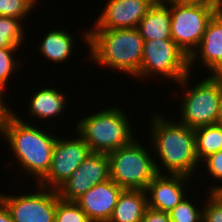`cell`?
Segmentation results:
<instances>
[{"instance_id": "cell-7", "label": "cell", "mask_w": 222, "mask_h": 222, "mask_svg": "<svg viewBox=\"0 0 222 222\" xmlns=\"http://www.w3.org/2000/svg\"><path fill=\"white\" fill-rule=\"evenodd\" d=\"M189 72V57L172 39L144 41L139 79L153 76L178 83Z\"/></svg>"}, {"instance_id": "cell-4", "label": "cell", "mask_w": 222, "mask_h": 222, "mask_svg": "<svg viewBox=\"0 0 222 222\" xmlns=\"http://www.w3.org/2000/svg\"><path fill=\"white\" fill-rule=\"evenodd\" d=\"M98 110L77 120L76 124V132L89 145L91 152L108 154L137 138L134 137L130 118L121 107L108 106Z\"/></svg>"}, {"instance_id": "cell-29", "label": "cell", "mask_w": 222, "mask_h": 222, "mask_svg": "<svg viewBox=\"0 0 222 222\" xmlns=\"http://www.w3.org/2000/svg\"><path fill=\"white\" fill-rule=\"evenodd\" d=\"M5 90L6 89L0 85V125L3 124L10 116L14 114V111L11 110L12 108H9V105L7 107V103H5L4 97H7L4 95L6 94Z\"/></svg>"}, {"instance_id": "cell-8", "label": "cell", "mask_w": 222, "mask_h": 222, "mask_svg": "<svg viewBox=\"0 0 222 222\" xmlns=\"http://www.w3.org/2000/svg\"><path fill=\"white\" fill-rule=\"evenodd\" d=\"M171 38L190 57L199 47L206 26L217 10L199 3H169Z\"/></svg>"}, {"instance_id": "cell-14", "label": "cell", "mask_w": 222, "mask_h": 222, "mask_svg": "<svg viewBox=\"0 0 222 222\" xmlns=\"http://www.w3.org/2000/svg\"><path fill=\"white\" fill-rule=\"evenodd\" d=\"M196 62L211 75H222V11H217L210 19L199 47L189 57L190 73Z\"/></svg>"}, {"instance_id": "cell-5", "label": "cell", "mask_w": 222, "mask_h": 222, "mask_svg": "<svg viewBox=\"0 0 222 222\" xmlns=\"http://www.w3.org/2000/svg\"><path fill=\"white\" fill-rule=\"evenodd\" d=\"M188 73L177 85L184 90L177 121L192 129L218 124L221 106V75H211L193 84ZM190 85V86H189ZM186 88V89H185Z\"/></svg>"}, {"instance_id": "cell-34", "label": "cell", "mask_w": 222, "mask_h": 222, "mask_svg": "<svg viewBox=\"0 0 222 222\" xmlns=\"http://www.w3.org/2000/svg\"><path fill=\"white\" fill-rule=\"evenodd\" d=\"M161 3L164 4H169V3H174V2H186L188 3V0H158Z\"/></svg>"}, {"instance_id": "cell-16", "label": "cell", "mask_w": 222, "mask_h": 222, "mask_svg": "<svg viewBox=\"0 0 222 222\" xmlns=\"http://www.w3.org/2000/svg\"><path fill=\"white\" fill-rule=\"evenodd\" d=\"M61 90L54 87H43L34 91L35 93H32L30 102H28L29 115L37 117L41 121L64 115L67 97Z\"/></svg>"}, {"instance_id": "cell-12", "label": "cell", "mask_w": 222, "mask_h": 222, "mask_svg": "<svg viewBox=\"0 0 222 222\" xmlns=\"http://www.w3.org/2000/svg\"><path fill=\"white\" fill-rule=\"evenodd\" d=\"M156 0H107L91 29L137 28Z\"/></svg>"}, {"instance_id": "cell-18", "label": "cell", "mask_w": 222, "mask_h": 222, "mask_svg": "<svg viewBox=\"0 0 222 222\" xmlns=\"http://www.w3.org/2000/svg\"><path fill=\"white\" fill-rule=\"evenodd\" d=\"M71 35L68 30L50 29L39 42V49L37 50L45 60L47 59V62H53L55 65L65 63L70 57L73 58L72 53L76 51L74 50L75 36L74 34Z\"/></svg>"}, {"instance_id": "cell-32", "label": "cell", "mask_w": 222, "mask_h": 222, "mask_svg": "<svg viewBox=\"0 0 222 222\" xmlns=\"http://www.w3.org/2000/svg\"><path fill=\"white\" fill-rule=\"evenodd\" d=\"M208 192H222V186L215 182V185H211Z\"/></svg>"}, {"instance_id": "cell-6", "label": "cell", "mask_w": 222, "mask_h": 222, "mask_svg": "<svg viewBox=\"0 0 222 222\" xmlns=\"http://www.w3.org/2000/svg\"><path fill=\"white\" fill-rule=\"evenodd\" d=\"M138 140L108 153L110 179L122 189L145 190L158 174L153 153L147 150L150 146L147 148Z\"/></svg>"}, {"instance_id": "cell-17", "label": "cell", "mask_w": 222, "mask_h": 222, "mask_svg": "<svg viewBox=\"0 0 222 222\" xmlns=\"http://www.w3.org/2000/svg\"><path fill=\"white\" fill-rule=\"evenodd\" d=\"M144 41L171 38V13L169 4L156 0L137 27Z\"/></svg>"}, {"instance_id": "cell-24", "label": "cell", "mask_w": 222, "mask_h": 222, "mask_svg": "<svg viewBox=\"0 0 222 222\" xmlns=\"http://www.w3.org/2000/svg\"><path fill=\"white\" fill-rule=\"evenodd\" d=\"M19 49H21V47L0 48V85L5 89H8L6 87L10 84L8 83V81H10L9 79H11L10 77L21 68V62L18 61V58L14 57L16 51Z\"/></svg>"}, {"instance_id": "cell-13", "label": "cell", "mask_w": 222, "mask_h": 222, "mask_svg": "<svg viewBox=\"0 0 222 222\" xmlns=\"http://www.w3.org/2000/svg\"><path fill=\"white\" fill-rule=\"evenodd\" d=\"M191 180L185 175L158 173L145 189L148 207L163 212L171 211L187 196L185 189L188 186L190 188Z\"/></svg>"}, {"instance_id": "cell-22", "label": "cell", "mask_w": 222, "mask_h": 222, "mask_svg": "<svg viewBox=\"0 0 222 222\" xmlns=\"http://www.w3.org/2000/svg\"><path fill=\"white\" fill-rule=\"evenodd\" d=\"M195 203L194 199L192 201L188 196L185 197L178 205L168 212L171 222H202L203 207L201 208V206L199 207V205L197 206Z\"/></svg>"}, {"instance_id": "cell-30", "label": "cell", "mask_w": 222, "mask_h": 222, "mask_svg": "<svg viewBox=\"0 0 222 222\" xmlns=\"http://www.w3.org/2000/svg\"><path fill=\"white\" fill-rule=\"evenodd\" d=\"M188 3L205 4L215 8L217 11H222V0H188Z\"/></svg>"}, {"instance_id": "cell-19", "label": "cell", "mask_w": 222, "mask_h": 222, "mask_svg": "<svg viewBox=\"0 0 222 222\" xmlns=\"http://www.w3.org/2000/svg\"><path fill=\"white\" fill-rule=\"evenodd\" d=\"M147 208L145 190L124 189L108 222H141Z\"/></svg>"}, {"instance_id": "cell-27", "label": "cell", "mask_w": 222, "mask_h": 222, "mask_svg": "<svg viewBox=\"0 0 222 222\" xmlns=\"http://www.w3.org/2000/svg\"><path fill=\"white\" fill-rule=\"evenodd\" d=\"M202 169H205V173L210 175V178H214L216 182L222 183V150L209 155L201 163ZM204 164V165H203Z\"/></svg>"}, {"instance_id": "cell-15", "label": "cell", "mask_w": 222, "mask_h": 222, "mask_svg": "<svg viewBox=\"0 0 222 222\" xmlns=\"http://www.w3.org/2000/svg\"><path fill=\"white\" fill-rule=\"evenodd\" d=\"M123 190L108 179L91 187L75 202L91 222H108Z\"/></svg>"}, {"instance_id": "cell-26", "label": "cell", "mask_w": 222, "mask_h": 222, "mask_svg": "<svg viewBox=\"0 0 222 222\" xmlns=\"http://www.w3.org/2000/svg\"><path fill=\"white\" fill-rule=\"evenodd\" d=\"M209 193V194H208ZM203 200L202 222H222V192H207Z\"/></svg>"}, {"instance_id": "cell-3", "label": "cell", "mask_w": 222, "mask_h": 222, "mask_svg": "<svg viewBox=\"0 0 222 222\" xmlns=\"http://www.w3.org/2000/svg\"><path fill=\"white\" fill-rule=\"evenodd\" d=\"M23 121L16 111L0 125V136L8 142L14 158L27 177L39 182L49 171L57 134Z\"/></svg>"}, {"instance_id": "cell-25", "label": "cell", "mask_w": 222, "mask_h": 222, "mask_svg": "<svg viewBox=\"0 0 222 222\" xmlns=\"http://www.w3.org/2000/svg\"><path fill=\"white\" fill-rule=\"evenodd\" d=\"M38 0H0V16L24 20L35 8ZM31 11V12H30Z\"/></svg>"}, {"instance_id": "cell-31", "label": "cell", "mask_w": 222, "mask_h": 222, "mask_svg": "<svg viewBox=\"0 0 222 222\" xmlns=\"http://www.w3.org/2000/svg\"><path fill=\"white\" fill-rule=\"evenodd\" d=\"M0 222H14L6 205L0 200Z\"/></svg>"}, {"instance_id": "cell-33", "label": "cell", "mask_w": 222, "mask_h": 222, "mask_svg": "<svg viewBox=\"0 0 222 222\" xmlns=\"http://www.w3.org/2000/svg\"><path fill=\"white\" fill-rule=\"evenodd\" d=\"M221 106H220V114L218 118V124L222 125V75H221Z\"/></svg>"}, {"instance_id": "cell-21", "label": "cell", "mask_w": 222, "mask_h": 222, "mask_svg": "<svg viewBox=\"0 0 222 222\" xmlns=\"http://www.w3.org/2000/svg\"><path fill=\"white\" fill-rule=\"evenodd\" d=\"M23 22L26 23V20L0 16V48L23 46L25 41L23 36L26 33Z\"/></svg>"}, {"instance_id": "cell-11", "label": "cell", "mask_w": 222, "mask_h": 222, "mask_svg": "<svg viewBox=\"0 0 222 222\" xmlns=\"http://www.w3.org/2000/svg\"><path fill=\"white\" fill-rule=\"evenodd\" d=\"M110 179L107 153L91 152L58 189L60 199L76 201L94 185Z\"/></svg>"}, {"instance_id": "cell-10", "label": "cell", "mask_w": 222, "mask_h": 222, "mask_svg": "<svg viewBox=\"0 0 222 222\" xmlns=\"http://www.w3.org/2000/svg\"><path fill=\"white\" fill-rule=\"evenodd\" d=\"M36 185L33 193L0 194L14 222H54L57 190Z\"/></svg>"}, {"instance_id": "cell-20", "label": "cell", "mask_w": 222, "mask_h": 222, "mask_svg": "<svg viewBox=\"0 0 222 222\" xmlns=\"http://www.w3.org/2000/svg\"><path fill=\"white\" fill-rule=\"evenodd\" d=\"M196 154L199 163L222 150V125L213 124L194 129Z\"/></svg>"}, {"instance_id": "cell-23", "label": "cell", "mask_w": 222, "mask_h": 222, "mask_svg": "<svg viewBox=\"0 0 222 222\" xmlns=\"http://www.w3.org/2000/svg\"><path fill=\"white\" fill-rule=\"evenodd\" d=\"M54 222H91L86 213L75 201H65L59 198L57 193V203L55 209Z\"/></svg>"}, {"instance_id": "cell-2", "label": "cell", "mask_w": 222, "mask_h": 222, "mask_svg": "<svg viewBox=\"0 0 222 222\" xmlns=\"http://www.w3.org/2000/svg\"><path fill=\"white\" fill-rule=\"evenodd\" d=\"M88 28L81 37L88 45L91 62L138 79L144 44L139 30Z\"/></svg>"}, {"instance_id": "cell-1", "label": "cell", "mask_w": 222, "mask_h": 222, "mask_svg": "<svg viewBox=\"0 0 222 222\" xmlns=\"http://www.w3.org/2000/svg\"><path fill=\"white\" fill-rule=\"evenodd\" d=\"M150 119L149 145H153L152 151L156 153L157 173L164 174L167 171L166 174L185 175L192 179L197 176L195 174L200 163L196 154L194 129L175 119L168 120L159 112L151 115ZM160 165L164 166V171Z\"/></svg>"}, {"instance_id": "cell-9", "label": "cell", "mask_w": 222, "mask_h": 222, "mask_svg": "<svg viewBox=\"0 0 222 222\" xmlns=\"http://www.w3.org/2000/svg\"><path fill=\"white\" fill-rule=\"evenodd\" d=\"M77 137L57 136L52 151L51 165L48 173L39 181L42 187L57 190L72 172L89 156L91 150L89 145L76 132Z\"/></svg>"}, {"instance_id": "cell-28", "label": "cell", "mask_w": 222, "mask_h": 222, "mask_svg": "<svg viewBox=\"0 0 222 222\" xmlns=\"http://www.w3.org/2000/svg\"><path fill=\"white\" fill-rule=\"evenodd\" d=\"M141 222H171L168 212L147 208Z\"/></svg>"}]
</instances>
